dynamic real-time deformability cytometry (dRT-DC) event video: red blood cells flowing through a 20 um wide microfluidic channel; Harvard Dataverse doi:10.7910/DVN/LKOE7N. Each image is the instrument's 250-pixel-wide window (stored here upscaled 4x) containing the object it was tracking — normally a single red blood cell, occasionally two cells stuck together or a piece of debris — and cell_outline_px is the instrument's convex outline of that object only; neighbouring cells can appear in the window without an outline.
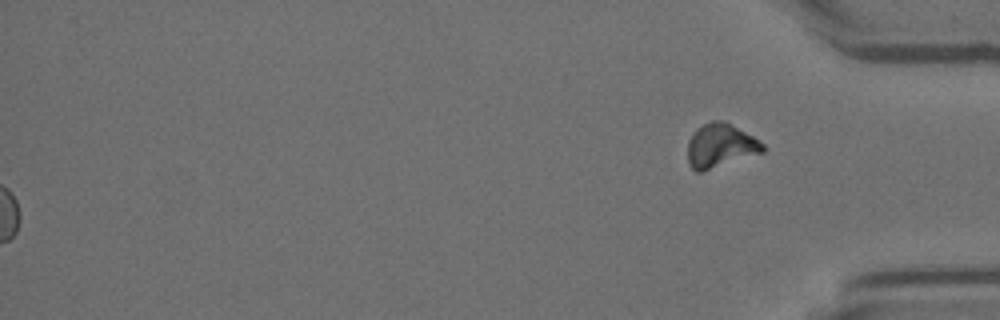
{"species": "Egyptian fruit bat (a non-hibernating species)", "species_latin": "Rousettus aegyptiacus", "temperature_condition": "room temperature", "stored_images_in_passage": 46, "segment_of_instrument_passage": [2, 2], "camera_frame_rate_fps": 3000, "um_per_image_px": 0.085, "animal": {"sex": "female"}, "frame": {"image": 1, "passage_image": 46, "time_ms": 15.0, "image_size_px": [1000, 320], "cell_outline_px": [[764, 152], [700, 172], [696, 172], [688, 164], [688, 140], [692, 132], [696, 128], [712, 120], [724, 120], [752, 136], [764, 144]], "centroid_in_image_um": [61.2, 12.37], "position_along_channel_um": 374.0, "area_um2": 19.13}}